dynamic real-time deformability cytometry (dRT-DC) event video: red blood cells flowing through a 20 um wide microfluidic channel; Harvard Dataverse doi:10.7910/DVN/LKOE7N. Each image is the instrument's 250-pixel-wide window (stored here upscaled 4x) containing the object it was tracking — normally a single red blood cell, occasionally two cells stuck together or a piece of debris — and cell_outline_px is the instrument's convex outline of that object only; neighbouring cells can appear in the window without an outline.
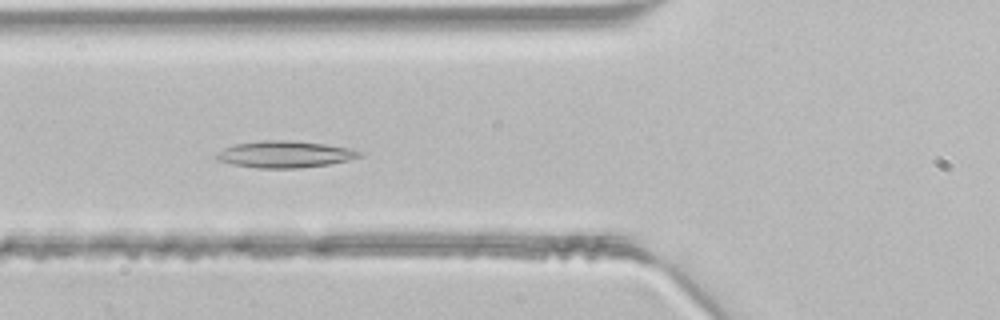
{"species": "common noctule bat (a hibernating species)", "species_latin": "Nyctalus noctula", "temperature_condition": "room temperature", "stored_images_in_passage": 33, "camera_frame_rate_fps": 3000, "um_per_image_px": 0.085, "animal": {"sex": "male", "body_mass_g": 21.5, "forearm_length_mm": 52.0}, "frame": {"image": 1, "passage_image": 3, "time_ms": 0.667, "image_size_px": [1000, 320], "cell_outline_px": [[364, 156], [348, 160], [328, 164], [300, 168], [260, 168], [232, 164], [216, 160], [216, 156], [224, 148], [236, 144], [264, 140], [288, 140], [324, 144], [352, 148], [364, 152]], "centroid_in_image_um": [24.28, 13.11], "position_along_channel_um": 101.5, "area_um2": 22.2}}
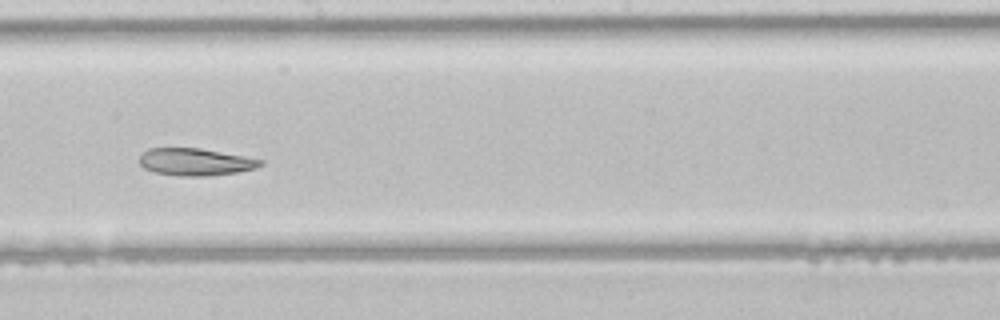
{"frame": {"image": 2, "passage_image": 12, "time_ms": 3.667, "image_size_px": [1000, 320], "cell_outline_px": [[264, 164], [256, 168], [236, 172], [208, 176], [176, 176], [156, 172], [144, 168], [140, 164], [140, 156], [148, 148], [200, 148], [244, 156], [264, 160]], "centroid_in_image_um": [16.62, 13.76], "position_along_channel_um": 231.6, "area_um2": 19.19}}
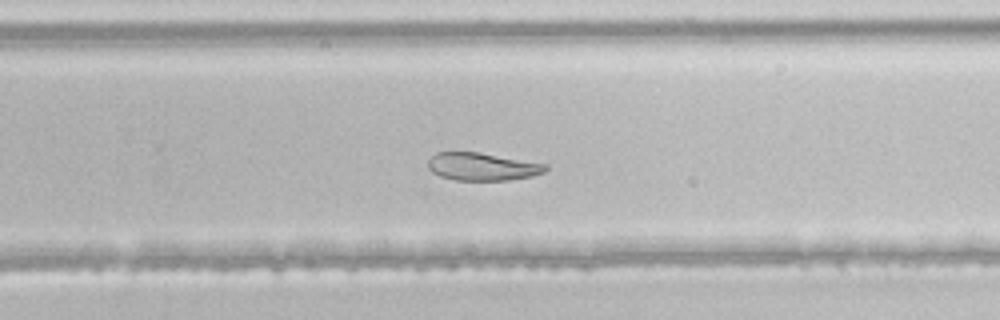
{"frame": {"image": 3, "passage_image": 16, "time_ms": 5.0, "image_size_px": [1000, 320], "cell_outline_px": [[548, 168], [544, 172], [532, 176], [508, 180], [456, 180], [440, 176], [432, 172], [428, 168], [428, 160], [436, 152], [476, 152], [548, 164]], "centroid_in_image_um": [40.99, 14.16], "position_along_channel_um": 288.8, "area_um2": 18.9}}